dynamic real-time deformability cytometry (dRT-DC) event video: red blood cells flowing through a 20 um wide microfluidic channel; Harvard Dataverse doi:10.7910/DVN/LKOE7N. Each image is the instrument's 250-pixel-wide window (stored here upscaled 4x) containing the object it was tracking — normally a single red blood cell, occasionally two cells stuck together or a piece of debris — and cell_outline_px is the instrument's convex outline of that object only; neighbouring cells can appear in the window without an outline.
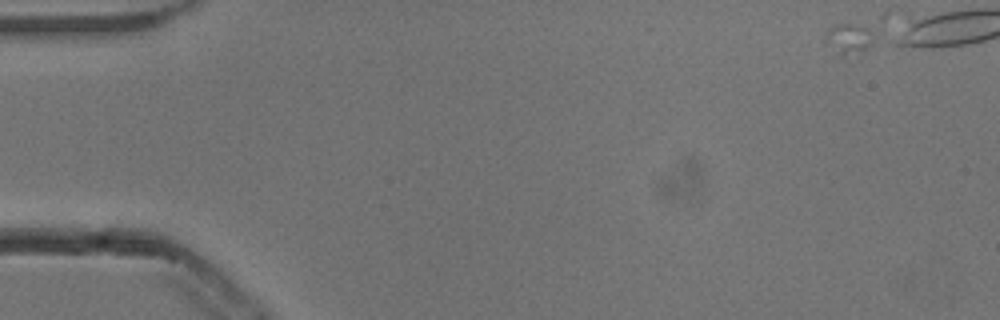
{"species": "common noctule bat (a hibernating species)", "species_latin": "Nyctalus noctula", "temperature_condition": "cold", "stored_images_in_passage": 18, "camera_frame_rate_fps": 3000, "um_per_image_px": 0.085, "animal": {"sex": "male", "body_mass_g": 13.3}, "frame": {"image": 1, "passage_image": 1, "time_ms": 0.0, "image_size_px": [1000, 320], "cell_outline_px": [[888, 12], [880, 32], [872, 44], [868, 48], [860, 52], [844, 56], [840, 56], [824, 44], [824, 36], [828, 28], [832, 24], [884, 12]], "centroid_in_image_um": [72.61, 2.91], "position_along_channel_um": 12.4, "area_um2": 12.54}}